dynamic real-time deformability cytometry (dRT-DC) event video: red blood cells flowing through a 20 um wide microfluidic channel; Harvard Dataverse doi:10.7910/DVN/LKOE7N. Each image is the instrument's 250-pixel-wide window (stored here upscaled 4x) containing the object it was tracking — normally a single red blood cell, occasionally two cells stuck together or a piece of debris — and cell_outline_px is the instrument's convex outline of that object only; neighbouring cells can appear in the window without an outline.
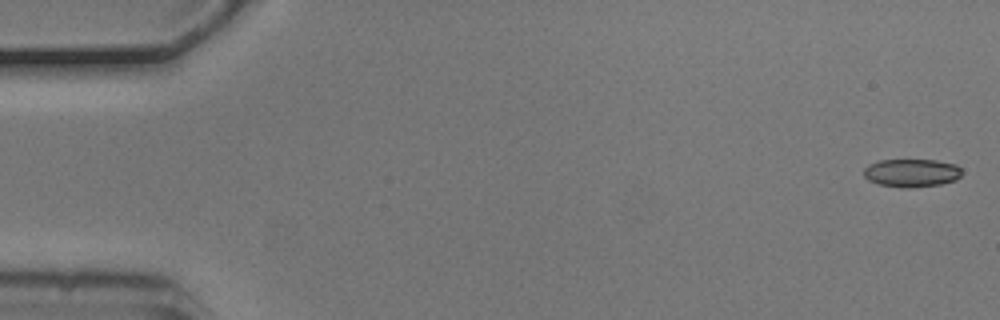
{"species": "common noctule bat (a hibernating species)", "species_latin": "Nyctalus noctula", "temperature_condition": "cold", "stored_images_in_passage": 5, "camera_frame_rate_fps": 3000, "um_per_image_px": 0.085, "animal": {"sex": "male", "body_mass_g": 20.5, "forearm_length_mm": 52.5}, "frame": {"image": 1, "passage_image": 1, "time_ms": 0.0, "image_size_px": [1000, 320], "cell_outline_px": [[960, 176], [956, 180], [940, 184], [908, 188], [880, 184], [868, 180], [864, 176], [864, 168], [868, 164], [880, 160], [936, 160], [956, 164], [960, 168]], "centroid_in_image_um": [77.48, 14.68], "position_along_channel_um": 7.5, "area_um2": 15.95}}
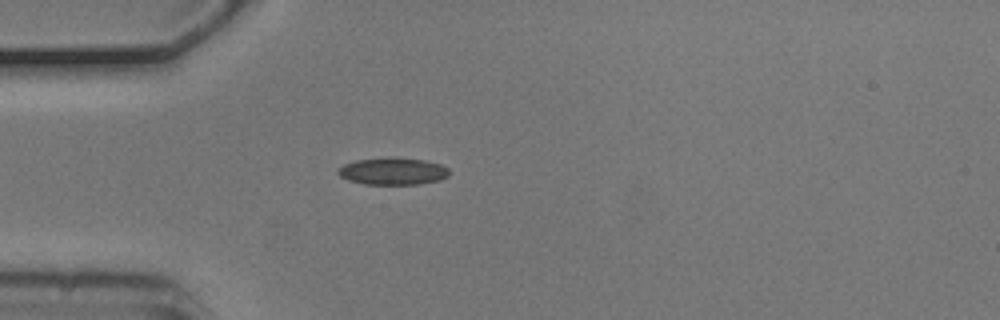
{"frame": {"image": 2, "passage_image": 5, "time_ms": 1.333, "image_size_px": [1000, 320], "cell_outline_px": [[448, 176], [440, 180], [416, 184], [364, 184], [348, 180], [340, 176], [336, 172], [344, 164], [356, 160], [392, 156], [424, 160], [440, 164], [448, 168]], "centroid_in_image_um": [33.38, 14.54], "position_along_channel_um": 51.6, "area_um2": 17.63}}